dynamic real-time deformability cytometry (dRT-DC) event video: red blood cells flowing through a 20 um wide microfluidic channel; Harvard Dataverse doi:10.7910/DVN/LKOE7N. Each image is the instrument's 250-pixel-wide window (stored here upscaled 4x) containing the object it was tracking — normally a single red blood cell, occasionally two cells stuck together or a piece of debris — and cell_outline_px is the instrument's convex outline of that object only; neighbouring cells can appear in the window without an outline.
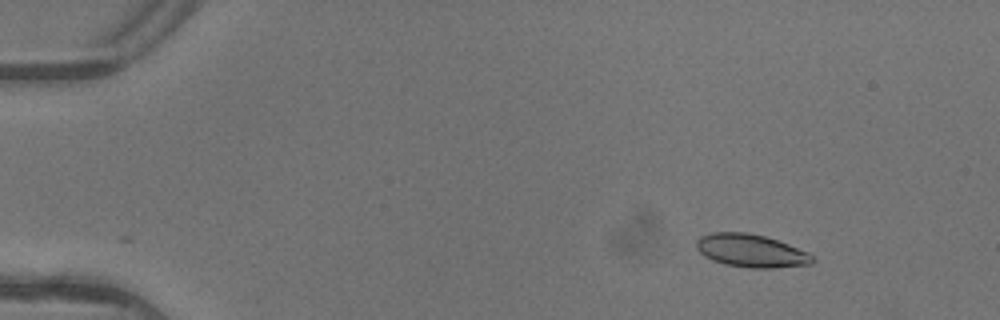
{"species": "common noctule bat (a hibernating species)", "species_latin": "Nyctalus noctula", "temperature_condition": "warm", "stored_images_in_passage": 5, "camera_frame_rate_fps": 3000, "um_per_image_px": 0.085, "animal": {"sex": "female"}, "frame": {"image": 1, "passage_image": 2, "time_ms": 0.333, "image_size_px": [1000, 320], "cell_outline_px": [[816, 260], [812, 264], [772, 268], [752, 268], [724, 264], [712, 260], [704, 256], [696, 248], [696, 240], [700, 236], [712, 232], [744, 232], [764, 236], [788, 244], [808, 252]], "centroid_in_image_um": [63.82, 21.31], "position_along_channel_um": 21.2, "area_um2": 22.31}}
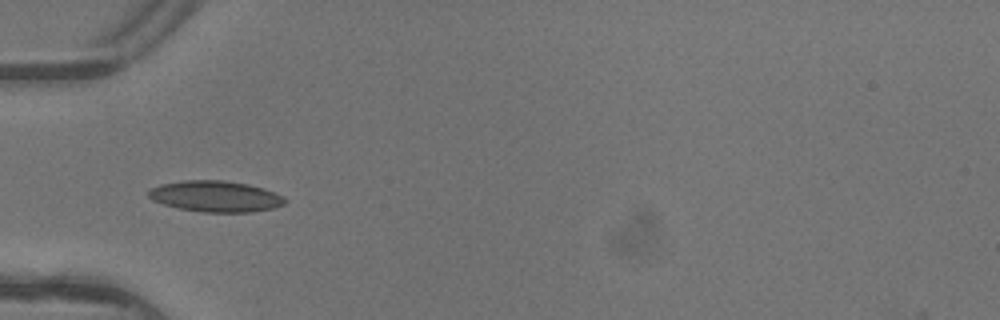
{"frame": {"image": 2, "passage_image": 5, "time_ms": 1.333, "image_size_px": [1000, 320], "cell_outline_px": [[288, 200], [284, 204], [272, 208], [252, 212], [204, 212], [180, 208], [164, 204], [152, 200], [148, 196], [148, 192], [152, 188], [160, 184], [184, 180], [224, 180], [248, 184], [264, 188], [284, 196]], "centroid_in_image_um": [18.35, 16.68], "position_along_channel_um": 66.7, "area_um2": 24.68}}